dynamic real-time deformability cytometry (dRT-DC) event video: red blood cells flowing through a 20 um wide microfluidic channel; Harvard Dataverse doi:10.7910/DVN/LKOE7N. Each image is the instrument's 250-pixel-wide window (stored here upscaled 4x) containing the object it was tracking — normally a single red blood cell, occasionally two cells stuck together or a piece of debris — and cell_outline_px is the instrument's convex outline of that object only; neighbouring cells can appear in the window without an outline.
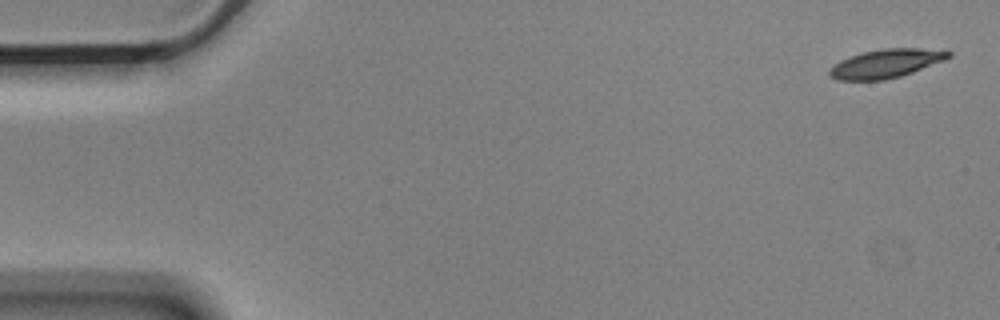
{"species": "Egyptian fruit bat (a non-hibernating species)", "species_latin": "Rousettus aegyptiacus", "temperature_condition": "cold", "stored_images_in_passage": 5, "camera_frame_rate_fps": 3000, "um_per_image_px": 0.085, "animal": {"sex": "male"}, "frame": {"image": 1, "passage_image": 1, "time_ms": 0.0, "image_size_px": [1000, 320], "cell_outline_px": [[952, 56], [944, 60], [912, 72], [900, 76], [884, 80], [836, 80], [828, 76], [828, 72], [840, 60], [864, 52], [884, 48], [920, 48], [952, 52]], "centroid_in_image_um": [75.3, 5.4], "position_along_channel_um": 9.7, "area_um2": 19.59}}